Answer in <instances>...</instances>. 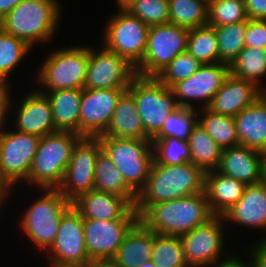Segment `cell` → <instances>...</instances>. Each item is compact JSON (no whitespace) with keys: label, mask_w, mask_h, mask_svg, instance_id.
<instances>
[{"label":"cell","mask_w":266,"mask_h":267,"mask_svg":"<svg viewBox=\"0 0 266 267\" xmlns=\"http://www.w3.org/2000/svg\"><path fill=\"white\" fill-rule=\"evenodd\" d=\"M204 184L205 172L191 162L172 166L154 160L134 208L140 217L152 204L204 192Z\"/></svg>","instance_id":"cell-1"},{"label":"cell","mask_w":266,"mask_h":267,"mask_svg":"<svg viewBox=\"0 0 266 267\" xmlns=\"http://www.w3.org/2000/svg\"><path fill=\"white\" fill-rule=\"evenodd\" d=\"M214 215L205 191L191 196L152 204L139 220L154 233L182 236Z\"/></svg>","instance_id":"cell-2"},{"label":"cell","mask_w":266,"mask_h":267,"mask_svg":"<svg viewBox=\"0 0 266 267\" xmlns=\"http://www.w3.org/2000/svg\"><path fill=\"white\" fill-rule=\"evenodd\" d=\"M58 0H23L1 21L0 28L32 48L56 36L63 6ZM55 34V35H54Z\"/></svg>","instance_id":"cell-3"},{"label":"cell","mask_w":266,"mask_h":267,"mask_svg":"<svg viewBox=\"0 0 266 267\" xmlns=\"http://www.w3.org/2000/svg\"><path fill=\"white\" fill-rule=\"evenodd\" d=\"M82 138L77 133L62 131L41 137L28 178L24 181L27 186H35V189H58L73 149Z\"/></svg>","instance_id":"cell-4"},{"label":"cell","mask_w":266,"mask_h":267,"mask_svg":"<svg viewBox=\"0 0 266 267\" xmlns=\"http://www.w3.org/2000/svg\"><path fill=\"white\" fill-rule=\"evenodd\" d=\"M40 196L29 203L19 222L20 229L37 250L46 252L53 245L63 215L72 207L58 189L42 188Z\"/></svg>","instance_id":"cell-5"},{"label":"cell","mask_w":266,"mask_h":267,"mask_svg":"<svg viewBox=\"0 0 266 267\" xmlns=\"http://www.w3.org/2000/svg\"><path fill=\"white\" fill-rule=\"evenodd\" d=\"M88 62L89 45L54 49L39 67L36 76L37 90L46 94L54 90L83 89Z\"/></svg>","instance_id":"cell-6"},{"label":"cell","mask_w":266,"mask_h":267,"mask_svg":"<svg viewBox=\"0 0 266 267\" xmlns=\"http://www.w3.org/2000/svg\"><path fill=\"white\" fill-rule=\"evenodd\" d=\"M127 184L138 194L154 161L152 140L97 137Z\"/></svg>","instance_id":"cell-7"},{"label":"cell","mask_w":266,"mask_h":267,"mask_svg":"<svg viewBox=\"0 0 266 267\" xmlns=\"http://www.w3.org/2000/svg\"><path fill=\"white\" fill-rule=\"evenodd\" d=\"M134 97L146 136L152 139L179 106L172 91L156 77L136 75L127 89Z\"/></svg>","instance_id":"cell-8"},{"label":"cell","mask_w":266,"mask_h":267,"mask_svg":"<svg viewBox=\"0 0 266 267\" xmlns=\"http://www.w3.org/2000/svg\"><path fill=\"white\" fill-rule=\"evenodd\" d=\"M189 32L171 23L150 26L145 54L135 67L136 75L157 77L177 55L187 51Z\"/></svg>","instance_id":"cell-9"},{"label":"cell","mask_w":266,"mask_h":267,"mask_svg":"<svg viewBox=\"0 0 266 267\" xmlns=\"http://www.w3.org/2000/svg\"><path fill=\"white\" fill-rule=\"evenodd\" d=\"M149 28L127 10H118L105 23L101 41L107 50L136 67L145 54Z\"/></svg>","instance_id":"cell-10"},{"label":"cell","mask_w":266,"mask_h":267,"mask_svg":"<svg viewBox=\"0 0 266 267\" xmlns=\"http://www.w3.org/2000/svg\"><path fill=\"white\" fill-rule=\"evenodd\" d=\"M6 124L0 130V179L12 192L15 185L28 178L40 137L9 130Z\"/></svg>","instance_id":"cell-11"},{"label":"cell","mask_w":266,"mask_h":267,"mask_svg":"<svg viewBox=\"0 0 266 267\" xmlns=\"http://www.w3.org/2000/svg\"><path fill=\"white\" fill-rule=\"evenodd\" d=\"M224 223L223 216L214 215L204 224L180 236L189 267H207L227 255V251H223L225 227L228 230Z\"/></svg>","instance_id":"cell-12"},{"label":"cell","mask_w":266,"mask_h":267,"mask_svg":"<svg viewBox=\"0 0 266 267\" xmlns=\"http://www.w3.org/2000/svg\"><path fill=\"white\" fill-rule=\"evenodd\" d=\"M83 217L72 206L62 217L55 241L46 252L49 267H84L89 261Z\"/></svg>","instance_id":"cell-13"},{"label":"cell","mask_w":266,"mask_h":267,"mask_svg":"<svg viewBox=\"0 0 266 267\" xmlns=\"http://www.w3.org/2000/svg\"><path fill=\"white\" fill-rule=\"evenodd\" d=\"M101 150L98 138L83 137L74 147L62 184L58 187L70 202L94 190L96 160Z\"/></svg>","instance_id":"cell-14"},{"label":"cell","mask_w":266,"mask_h":267,"mask_svg":"<svg viewBox=\"0 0 266 267\" xmlns=\"http://www.w3.org/2000/svg\"><path fill=\"white\" fill-rule=\"evenodd\" d=\"M229 75L228 64H204L192 76L172 84L169 88L178 106L195 108L197 106L192 102L196 101L200 108H206Z\"/></svg>","instance_id":"cell-15"},{"label":"cell","mask_w":266,"mask_h":267,"mask_svg":"<svg viewBox=\"0 0 266 267\" xmlns=\"http://www.w3.org/2000/svg\"><path fill=\"white\" fill-rule=\"evenodd\" d=\"M89 46L85 89L128 88L136 76L135 67L117 53ZM98 49V50H97Z\"/></svg>","instance_id":"cell-16"},{"label":"cell","mask_w":266,"mask_h":267,"mask_svg":"<svg viewBox=\"0 0 266 267\" xmlns=\"http://www.w3.org/2000/svg\"><path fill=\"white\" fill-rule=\"evenodd\" d=\"M128 88L82 89L79 135L101 136L111 122L118 99Z\"/></svg>","instance_id":"cell-17"},{"label":"cell","mask_w":266,"mask_h":267,"mask_svg":"<svg viewBox=\"0 0 266 267\" xmlns=\"http://www.w3.org/2000/svg\"><path fill=\"white\" fill-rule=\"evenodd\" d=\"M11 97L12 95L9 94L7 117H9V113L12 116L11 112L13 108L15 120L12 123L14 126L13 124L11 125V122L9 126H12L14 130L36 135L40 138L57 132L54 126L51 105L46 94L39 92L37 89H31L28 94L26 93L21 98L19 104H16L19 105L16 106V108L18 107L17 109L12 106L13 102ZM10 109L11 111H9Z\"/></svg>","instance_id":"cell-18"},{"label":"cell","mask_w":266,"mask_h":267,"mask_svg":"<svg viewBox=\"0 0 266 267\" xmlns=\"http://www.w3.org/2000/svg\"><path fill=\"white\" fill-rule=\"evenodd\" d=\"M138 221L83 218V237L89 259H113L126 234Z\"/></svg>","instance_id":"cell-19"},{"label":"cell","mask_w":266,"mask_h":267,"mask_svg":"<svg viewBox=\"0 0 266 267\" xmlns=\"http://www.w3.org/2000/svg\"><path fill=\"white\" fill-rule=\"evenodd\" d=\"M72 206L88 219H139L136 209L124 197L96 190L81 194L72 201Z\"/></svg>","instance_id":"cell-20"},{"label":"cell","mask_w":266,"mask_h":267,"mask_svg":"<svg viewBox=\"0 0 266 267\" xmlns=\"http://www.w3.org/2000/svg\"><path fill=\"white\" fill-rule=\"evenodd\" d=\"M223 218L226 224L229 221V224L265 231L262 240L256 242H266V184L260 182L246 185L243 196L223 215Z\"/></svg>","instance_id":"cell-21"},{"label":"cell","mask_w":266,"mask_h":267,"mask_svg":"<svg viewBox=\"0 0 266 267\" xmlns=\"http://www.w3.org/2000/svg\"><path fill=\"white\" fill-rule=\"evenodd\" d=\"M263 94L254 83L230 74L206 108L216 114L235 117Z\"/></svg>","instance_id":"cell-22"},{"label":"cell","mask_w":266,"mask_h":267,"mask_svg":"<svg viewBox=\"0 0 266 267\" xmlns=\"http://www.w3.org/2000/svg\"><path fill=\"white\" fill-rule=\"evenodd\" d=\"M262 157L263 153L242 145L222 149L216 170L246 185L257 184L262 182Z\"/></svg>","instance_id":"cell-23"},{"label":"cell","mask_w":266,"mask_h":267,"mask_svg":"<svg viewBox=\"0 0 266 267\" xmlns=\"http://www.w3.org/2000/svg\"><path fill=\"white\" fill-rule=\"evenodd\" d=\"M239 144L266 152V93L234 117Z\"/></svg>","instance_id":"cell-24"},{"label":"cell","mask_w":266,"mask_h":267,"mask_svg":"<svg viewBox=\"0 0 266 267\" xmlns=\"http://www.w3.org/2000/svg\"><path fill=\"white\" fill-rule=\"evenodd\" d=\"M246 184L221 174L217 170L205 172L204 191L213 215L223 216L243 196Z\"/></svg>","instance_id":"cell-25"},{"label":"cell","mask_w":266,"mask_h":267,"mask_svg":"<svg viewBox=\"0 0 266 267\" xmlns=\"http://www.w3.org/2000/svg\"><path fill=\"white\" fill-rule=\"evenodd\" d=\"M98 137L151 140L146 136L134 97L128 90L118 99L110 124Z\"/></svg>","instance_id":"cell-26"},{"label":"cell","mask_w":266,"mask_h":267,"mask_svg":"<svg viewBox=\"0 0 266 267\" xmlns=\"http://www.w3.org/2000/svg\"><path fill=\"white\" fill-rule=\"evenodd\" d=\"M154 232L140 220L126 234L113 260L119 267H139L151 259Z\"/></svg>","instance_id":"cell-27"},{"label":"cell","mask_w":266,"mask_h":267,"mask_svg":"<svg viewBox=\"0 0 266 267\" xmlns=\"http://www.w3.org/2000/svg\"><path fill=\"white\" fill-rule=\"evenodd\" d=\"M82 89L47 92L56 131L79 134Z\"/></svg>","instance_id":"cell-28"},{"label":"cell","mask_w":266,"mask_h":267,"mask_svg":"<svg viewBox=\"0 0 266 267\" xmlns=\"http://www.w3.org/2000/svg\"><path fill=\"white\" fill-rule=\"evenodd\" d=\"M94 190L124 197L133 207L138 197L103 149L96 160Z\"/></svg>","instance_id":"cell-29"},{"label":"cell","mask_w":266,"mask_h":267,"mask_svg":"<svg viewBox=\"0 0 266 267\" xmlns=\"http://www.w3.org/2000/svg\"><path fill=\"white\" fill-rule=\"evenodd\" d=\"M230 74L254 83L266 93V86L262 84L263 77H266V50L258 47H244L231 63Z\"/></svg>","instance_id":"cell-30"},{"label":"cell","mask_w":266,"mask_h":267,"mask_svg":"<svg viewBox=\"0 0 266 267\" xmlns=\"http://www.w3.org/2000/svg\"><path fill=\"white\" fill-rule=\"evenodd\" d=\"M187 141L192 164L200 167L204 172L218 168L222 149L199 122L193 127Z\"/></svg>","instance_id":"cell-31"},{"label":"cell","mask_w":266,"mask_h":267,"mask_svg":"<svg viewBox=\"0 0 266 267\" xmlns=\"http://www.w3.org/2000/svg\"><path fill=\"white\" fill-rule=\"evenodd\" d=\"M198 122L221 149L239 146L233 116L216 114L207 108H198Z\"/></svg>","instance_id":"cell-32"},{"label":"cell","mask_w":266,"mask_h":267,"mask_svg":"<svg viewBox=\"0 0 266 267\" xmlns=\"http://www.w3.org/2000/svg\"><path fill=\"white\" fill-rule=\"evenodd\" d=\"M169 23L194 29L207 25L208 3L204 0H168Z\"/></svg>","instance_id":"cell-33"},{"label":"cell","mask_w":266,"mask_h":267,"mask_svg":"<svg viewBox=\"0 0 266 267\" xmlns=\"http://www.w3.org/2000/svg\"><path fill=\"white\" fill-rule=\"evenodd\" d=\"M32 47L0 28V81L10 85L9 78L12 71L24 61Z\"/></svg>","instance_id":"cell-34"},{"label":"cell","mask_w":266,"mask_h":267,"mask_svg":"<svg viewBox=\"0 0 266 267\" xmlns=\"http://www.w3.org/2000/svg\"><path fill=\"white\" fill-rule=\"evenodd\" d=\"M187 51L203 65L219 63L218 40L215 27L205 25L190 29Z\"/></svg>","instance_id":"cell-35"},{"label":"cell","mask_w":266,"mask_h":267,"mask_svg":"<svg viewBox=\"0 0 266 267\" xmlns=\"http://www.w3.org/2000/svg\"><path fill=\"white\" fill-rule=\"evenodd\" d=\"M151 260L156 267H189L180 236L154 233Z\"/></svg>","instance_id":"cell-36"},{"label":"cell","mask_w":266,"mask_h":267,"mask_svg":"<svg viewBox=\"0 0 266 267\" xmlns=\"http://www.w3.org/2000/svg\"><path fill=\"white\" fill-rule=\"evenodd\" d=\"M219 63L231 65L245 47L246 21L215 27Z\"/></svg>","instance_id":"cell-37"},{"label":"cell","mask_w":266,"mask_h":267,"mask_svg":"<svg viewBox=\"0 0 266 267\" xmlns=\"http://www.w3.org/2000/svg\"><path fill=\"white\" fill-rule=\"evenodd\" d=\"M198 109L179 106L165 120L161 130L153 138H177L188 140L198 123Z\"/></svg>","instance_id":"cell-38"},{"label":"cell","mask_w":266,"mask_h":267,"mask_svg":"<svg viewBox=\"0 0 266 267\" xmlns=\"http://www.w3.org/2000/svg\"><path fill=\"white\" fill-rule=\"evenodd\" d=\"M154 160L163 165H182L191 162L187 140L177 138H152Z\"/></svg>","instance_id":"cell-39"},{"label":"cell","mask_w":266,"mask_h":267,"mask_svg":"<svg viewBox=\"0 0 266 267\" xmlns=\"http://www.w3.org/2000/svg\"><path fill=\"white\" fill-rule=\"evenodd\" d=\"M244 0H212L208 4L207 25L218 27L247 21Z\"/></svg>","instance_id":"cell-40"},{"label":"cell","mask_w":266,"mask_h":267,"mask_svg":"<svg viewBox=\"0 0 266 267\" xmlns=\"http://www.w3.org/2000/svg\"><path fill=\"white\" fill-rule=\"evenodd\" d=\"M202 65L199 60L186 51L177 55L156 78L170 87L172 84L192 76Z\"/></svg>","instance_id":"cell-41"},{"label":"cell","mask_w":266,"mask_h":267,"mask_svg":"<svg viewBox=\"0 0 266 267\" xmlns=\"http://www.w3.org/2000/svg\"><path fill=\"white\" fill-rule=\"evenodd\" d=\"M126 10L148 26L169 23L168 0H137Z\"/></svg>","instance_id":"cell-42"},{"label":"cell","mask_w":266,"mask_h":267,"mask_svg":"<svg viewBox=\"0 0 266 267\" xmlns=\"http://www.w3.org/2000/svg\"><path fill=\"white\" fill-rule=\"evenodd\" d=\"M245 47H258L266 50V20L246 21Z\"/></svg>","instance_id":"cell-43"},{"label":"cell","mask_w":266,"mask_h":267,"mask_svg":"<svg viewBox=\"0 0 266 267\" xmlns=\"http://www.w3.org/2000/svg\"><path fill=\"white\" fill-rule=\"evenodd\" d=\"M248 251L249 267H266V242H257Z\"/></svg>","instance_id":"cell-44"},{"label":"cell","mask_w":266,"mask_h":267,"mask_svg":"<svg viewBox=\"0 0 266 267\" xmlns=\"http://www.w3.org/2000/svg\"><path fill=\"white\" fill-rule=\"evenodd\" d=\"M248 19L266 20V0H244Z\"/></svg>","instance_id":"cell-45"},{"label":"cell","mask_w":266,"mask_h":267,"mask_svg":"<svg viewBox=\"0 0 266 267\" xmlns=\"http://www.w3.org/2000/svg\"><path fill=\"white\" fill-rule=\"evenodd\" d=\"M242 258V259H241ZM235 256V253L227 252V255L217 259L214 263L207 267H249V260H243L244 257Z\"/></svg>","instance_id":"cell-46"},{"label":"cell","mask_w":266,"mask_h":267,"mask_svg":"<svg viewBox=\"0 0 266 267\" xmlns=\"http://www.w3.org/2000/svg\"><path fill=\"white\" fill-rule=\"evenodd\" d=\"M11 87L5 82L0 81V130L4 126L7 118V101L11 93Z\"/></svg>","instance_id":"cell-47"},{"label":"cell","mask_w":266,"mask_h":267,"mask_svg":"<svg viewBox=\"0 0 266 267\" xmlns=\"http://www.w3.org/2000/svg\"><path fill=\"white\" fill-rule=\"evenodd\" d=\"M23 0H0V21Z\"/></svg>","instance_id":"cell-48"},{"label":"cell","mask_w":266,"mask_h":267,"mask_svg":"<svg viewBox=\"0 0 266 267\" xmlns=\"http://www.w3.org/2000/svg\"><path fill=\"white\" fill-rule=\"evenodd\" d=\"M84 267H119L113 259H93Z\"/></svg>","instance_id":"cell-49"},{"label":"cell","mask_w":266,"mask_h":267,"mask_svg":"<svg viewBox=\"0 0 266 267\" xmlns=\"http://www.w3.org/2000/svg\"><path fill=\"white\" fill-rule=\"evenodd\" d=\"M11 190L8 188V186L0 179V207L2 208V205L6 203V200L10 196ZM4 203V204H3ZM1 210V209H0Z\"/></svg>","instance_id":"cell-50"},{"label":"cell","mask_w":266,"mask_h":267,"mask_svg":"<svg viewBox=\"0 0 266 267\" xmlns=\"http://www.w3.org/2000/svg\"><path fill=\"white\" fill-rule=\"evenodd\" d=\"M117 2V9L119 10H126L129 6H131L137 0H116Z\"/></svg>","instance_id":"cell-51"},{"label":"cell","mask_w":266,"mask_h":267,"mask_svg":"<svg viewBox=\"0 0 266 267\" xmlns=\"http://www.w3.org/2000/svg\"><path fill=\"white\" fill-rule=\"evenodd\" d=\"M262 182L266 184V152L263 153L262 157Z\"/></svg>","instance_id":"cell-52"},{"label":"cell","mask_w":266,"mask_h":267,"mask_svg":"<svg viewBox=\"0 0 266 267\" xmlns=\"http://www.w3.org/2000/svg\"><path fill=\"white\" fill-rule=\"evenodd\" d=\"M139 267H156L154 261H152L151 259L143 261Z\"/></svg>","instance_id":"cell-53"},{"label":"cell","mask_w":266,"mask_h":267,"mask_svg":"<svg viewBox=\"0 0 266 267\" xmlns=\"http://www.w3.org/2000/svg\"><path fill=\"white\" fill-rule=\"evenodd\" d=\"M204 1H206L209 4L212 0H204Z\"/></svg>","instance_id":"cell-54"}]
</instances>
